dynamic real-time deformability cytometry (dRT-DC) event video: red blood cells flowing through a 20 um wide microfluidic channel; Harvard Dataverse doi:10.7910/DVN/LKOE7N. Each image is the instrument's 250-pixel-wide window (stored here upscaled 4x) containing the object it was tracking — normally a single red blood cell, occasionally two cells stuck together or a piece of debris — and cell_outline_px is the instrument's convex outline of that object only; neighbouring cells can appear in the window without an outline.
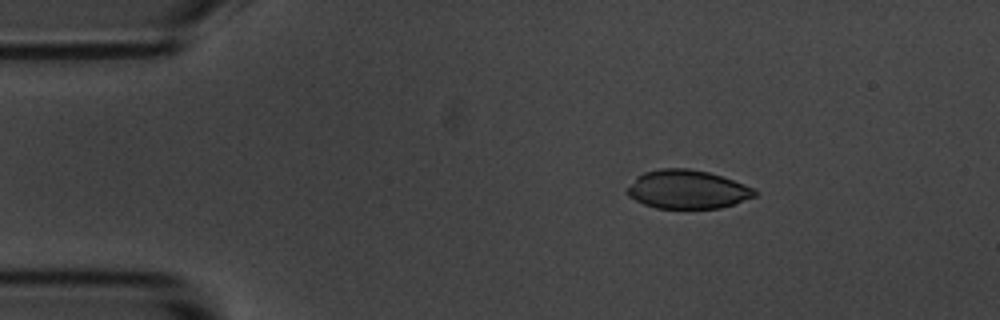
{"species": "common noctule bat (a hibernating species)", "species_latin": "Nyctalus noctula", "temperature_condition": "room temperature", "stored_images_in_passage": 5, "camera_frame_rate_fps": 3000, "um_per_image_px": 0.085, "animal": {"sex": "male", "body_mass_g": 20.1, "forearm_length_mm": 53.5}, "frame": {"image": 1, "passage_image": 3, "time_ms": 2.333, "image_size_px": [1000, 320], "cell_outline_px": [[760, 192], [756, 196], [720, 208], [656, 208], [644, 204], [628, 196], [628, 188], [636, 176], [644, 172], [660, 168], [688, 168], [708, 172], [744, 184]], "centroid_in_image_um": [58.42, 16.09], "position_along_channel_um": 26.6, "area_um2": 28.5}}